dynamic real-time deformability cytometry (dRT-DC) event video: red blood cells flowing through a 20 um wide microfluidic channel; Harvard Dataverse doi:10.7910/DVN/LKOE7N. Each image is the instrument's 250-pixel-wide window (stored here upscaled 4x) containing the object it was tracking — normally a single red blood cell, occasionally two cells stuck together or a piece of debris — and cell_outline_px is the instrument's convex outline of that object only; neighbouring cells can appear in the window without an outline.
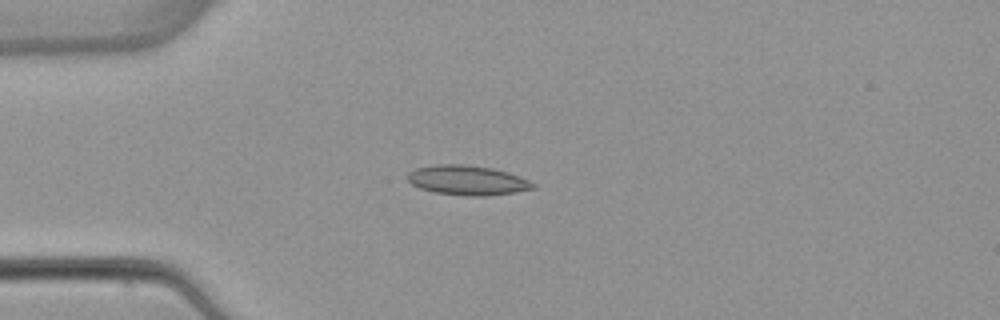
{"species": "common noctule bat (a hibernating species)", "species_latin": "Nyctalus noctula", "temperature_condition": "warm", "stored_images_in_passage": 5, "camera_frame_rate_fps": 3000, "um_per_image_px": 0.085, "animal": {"sex": "female", "body_mass_g": 22.7, "forearm_length_mm": 54.2}, "frame": {"image": 1, "passage_image": 3, "time_ms": 2.333, "image_size_px": [1000, 320], "cell_outline_px": [[536, 188], [516, 192], [484, 196], [468, 196], [436, 192], [420, 188], [412, 184], [408, 180], [408, 172], [416, 168], [432, 164], [464, 164], [492, 168], [508, 172], [528, 180], [536, 184]], "centroid_in_image_um": [39.73, 15.31], "position_along_channel_um": 45.3, "area_um2": 21.68}}
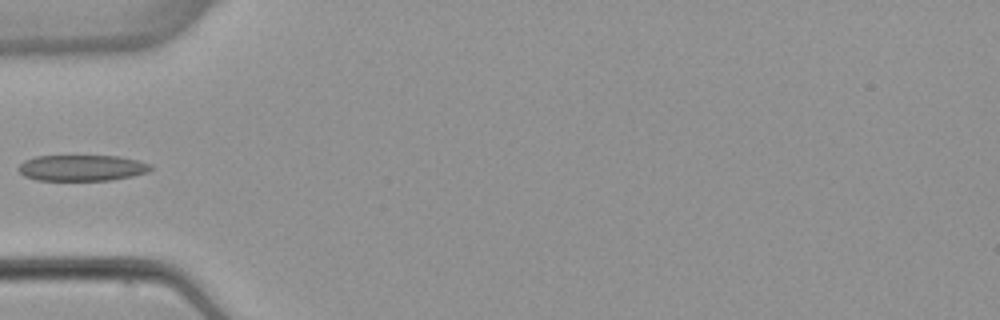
{"frame": {"image": 2, "passage_image": 4, "time_ms": 3.667, "image_size_px": [1000, 320], "cell_outline_px": [[152, 168], [148, 172], [132, 176], [112, 180], [36, 180], [24, 176], [16, 168], [24, 160], [36, 156], [120, 156], [152, 164]], "centroid_in_image_um": [6.95, 14.27], "position_along_channel_um": 78.0, "area_um2": 20.11}}
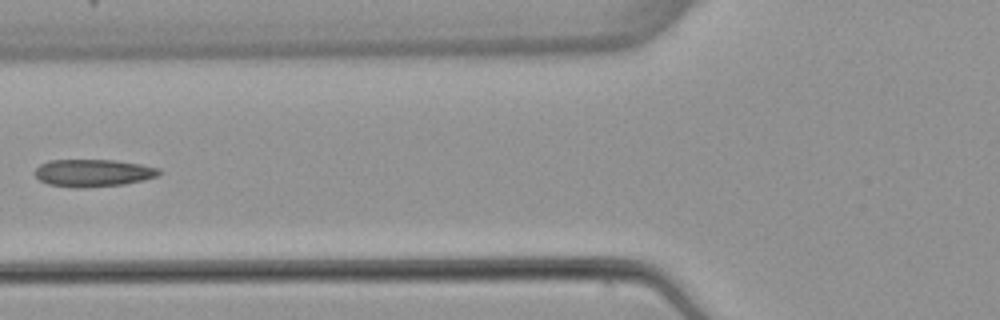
{"frame": {"image": 3, "passage_image": 5, "time_ms": 4.667, "image_size_px": [1000, 320], "cell_outline_px": [[160, 172], [156, 176], [144, 180], [124, 184], [84, 188], [76, 188], [48, 184], [40, 180], [36, 176], [36, 168], [40, 164], [48, 160], [116, 160], [140, 164], [160, 168]], "centroid_in_image_um": [7.91, 14.7], "position_along_channel_um": 117.9, "area_um2": 19.83}}